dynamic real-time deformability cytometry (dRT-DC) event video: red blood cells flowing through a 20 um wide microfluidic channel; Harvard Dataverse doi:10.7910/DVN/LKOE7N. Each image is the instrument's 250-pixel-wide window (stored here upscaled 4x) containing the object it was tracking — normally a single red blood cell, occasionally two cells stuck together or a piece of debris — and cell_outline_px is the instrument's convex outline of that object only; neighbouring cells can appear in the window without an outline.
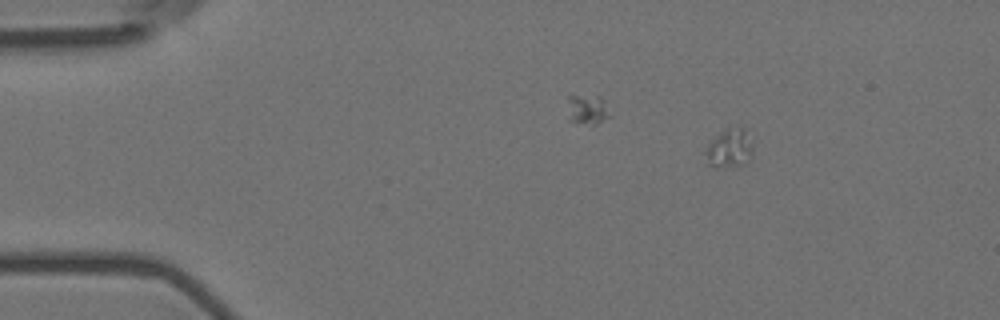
{"species": "Egyptian fruit bat (a non-hibernating species)", "species_latin": "Rousettus aegyptiacus", "temperature_condition": "room temperature", "stored_images_in_passage": 10, "camera_frame_rate_fps": 3000, "um_per_image_px": 0.085, "animal": {"sex": "female"}, "frame": {"image": 1, "passage_image": 1, "time_ms": 0.0, "image_size_px": [1000, 320], "cell_outline_px": [[752, 156], [744, 164], [716, 168], [708, 164], [704, 152], [708, 144], [712, 140], [724, 132], [740, 128], [744, 128], [752, 140]], "centroid_in_image_um": [62.01, 12.67], "position_along_channel_um": 23.0, "area_um2": 10.35}}